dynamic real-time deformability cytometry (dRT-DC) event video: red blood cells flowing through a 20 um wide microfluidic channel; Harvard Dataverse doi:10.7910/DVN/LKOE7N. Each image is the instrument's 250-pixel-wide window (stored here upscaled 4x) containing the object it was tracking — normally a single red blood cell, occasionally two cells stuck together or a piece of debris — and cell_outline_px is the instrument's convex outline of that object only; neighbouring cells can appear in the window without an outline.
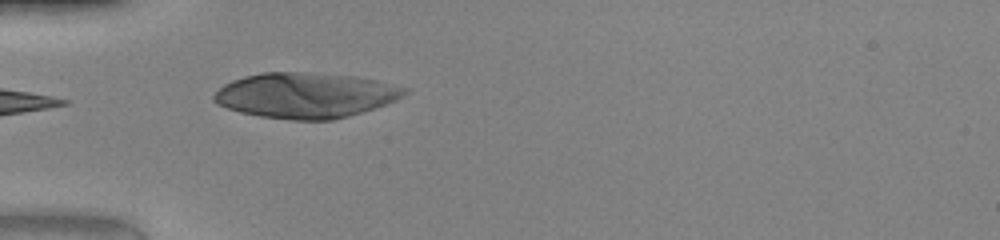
{"species": "human", "species_latin": "Homo sapiens", "temperature_condition": "warm", "stored_images_in_passage": 34, "camera_frame_rate_fps": 3000, "um_per_image_px": 0.085, "donor": {"sex": "female"}, "frame": {"image": 1, "passage_image": 1, "time_ms": 0.0, "image_size_px": [1000, 240], "cell_outline_px": [[408, 92], [396, 100], [348, 116], [332, 120], [292, 120], [260, 116], [240, 112], [216, 104], [212, 100], [212, 96], [224, 84], [232, 80], [244, 76], [264, 72], [304, 72], [356, 76], [376, 80], [408, 88]], "centroid_in_image_um": [25.94, 8.09], "position_along_channel_um": 59.1, "area_um2": 50.23}}
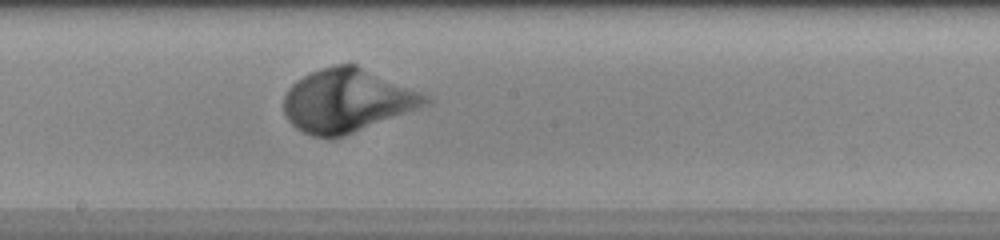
{"frame": {"image": 2, "passage_image": 13, "time_ms": 4.0, "image_size_px": [1000, 240], "cell_outline_px": [[432, 100], [428, 104], [340, 136], [312, 136], [296, 128], [288, 120], [284, 112], [284, 96], [288, 88], [296, 80], [320, 68], [336, 64], [356, 64], [428, 96]], "centroid_in_image_um": [29.44, 8.52], "position_along_channel_um": 218.8, "area_um2": 50.86}}
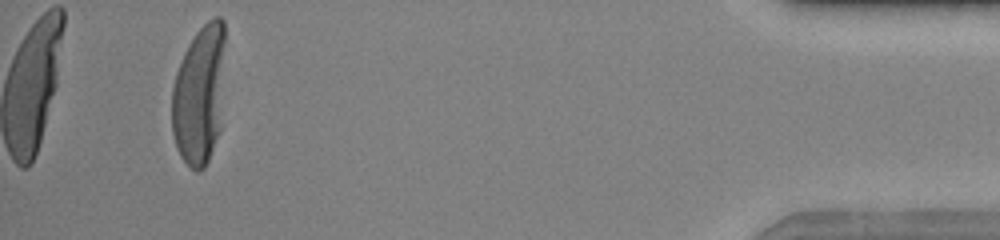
{"frame": {"image": 3, "passage_image": 32, "time_ms": 10.333, "image_size_px": [1000, 240], "cell_outline_px": [[224, 40], [220, 128], [208, 160], [204, 168], [200, 172], [196, 172], [180, 156], [176, 148], [172, 132], [172, 88], [176, 72], [184, 52], [188, 44], [196, 32], [208, 20], [216, 16], [220, 16], [224, 20]], "centroid_in_image_um": [16.92, 8.06], "position_along_channel_um": 418.3, "area_um2": 43.18}}